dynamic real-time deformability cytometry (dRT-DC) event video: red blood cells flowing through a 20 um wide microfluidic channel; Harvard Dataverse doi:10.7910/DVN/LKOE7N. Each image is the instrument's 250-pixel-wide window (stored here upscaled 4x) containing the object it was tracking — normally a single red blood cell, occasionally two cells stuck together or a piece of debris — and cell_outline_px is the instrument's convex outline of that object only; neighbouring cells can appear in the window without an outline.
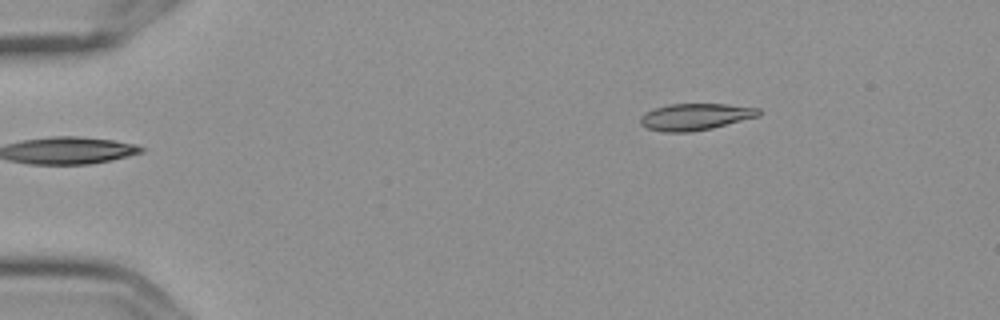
{"species": "Egyptian fruit bat (a non-hibernating species)", "species_latin": "Rousettus aegyptiacus", "temperature_condition": "cold", "stored_images_in_passage": 5, "camera_frame_rate_fps": 3000, "um_per_image_px": 0.085, "frame": {"image": 1, "passage_image": 1, "time_ms": 0.0, "image_size_px": [1000, 320], "cell_outline_px": [[760, 116], [712, 128], [688, 132], [664, 132], [648, 128], [640, 124], [640, 116], [644, 112], [668, 104], [724, 104], [760, 108]], "centroid_in_image_um": [59.1, 9.92], "position_along_channel_um": 25.9, "area_um2": 18.38}}
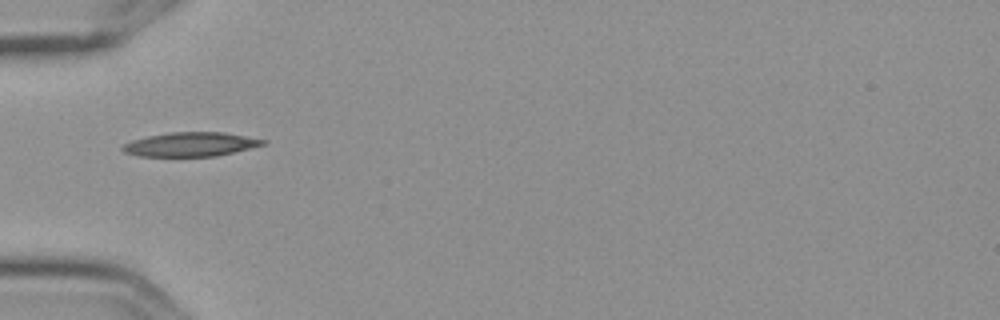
{"frame": {"image": 2, "passage_image": 4, "time_ms": 1.0, "image_size_px": [1000, 320], "cell_outline_px": [[268, 140], [264, 144], [216, 156], [136, 156], [124, 152], [120, 148], [124, 144], [132, 140], [148, 136], [168, 132], [224, 132]], "centroid_in_image_um": [16.16, 12.26], "position_along_channel_um": 68.8, "area_um2": 19.59}}
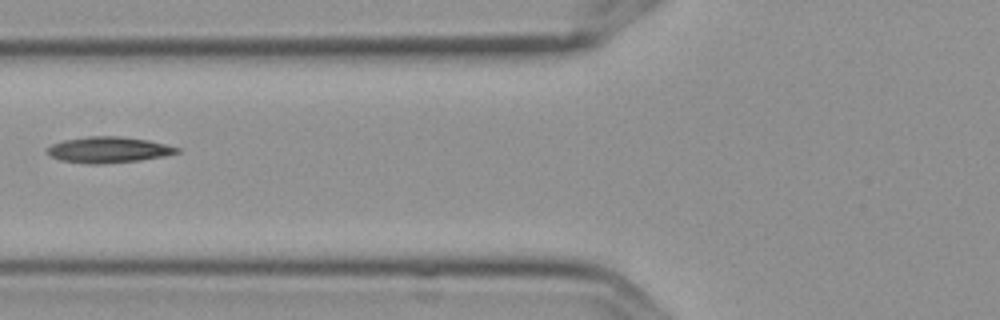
{"frame": {"image": 3, "passage_image": 5, "time_ms": 1.333, "image_size_px": [1000, 320], "cell_outline_px": [[180, 152], [164, 156], [140, 160], [100, 164], [88, 164], [60, 160], [52, 156], [48, 152], [48, 148], [52, 144], [64, 140], [88, 136], [120, 136], [148, 140], [180, 148]], "centroid_in_image_um": [9.24, 12.73], "position_along_channel_um": 116.6, "area_um2": 19.48}}